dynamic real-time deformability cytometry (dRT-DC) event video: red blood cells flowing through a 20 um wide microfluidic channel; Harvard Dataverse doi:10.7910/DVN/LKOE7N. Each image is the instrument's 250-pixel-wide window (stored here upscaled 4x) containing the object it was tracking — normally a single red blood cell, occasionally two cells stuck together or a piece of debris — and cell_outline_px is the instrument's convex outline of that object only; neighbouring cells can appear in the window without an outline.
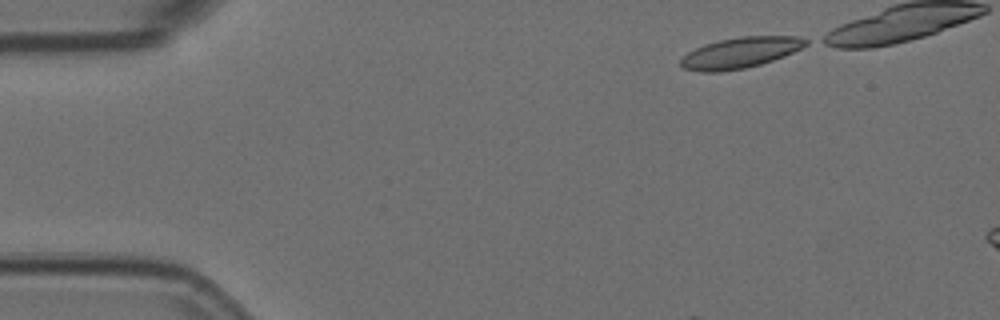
{"species": "Egyptian fruit bat (a non-hibernating species)", "species_latin": "Rousettus aegyptiacus", "temperature_condition": "room temperature", "stored_images_in_passage": 4, "camera_frame_rate_fps": 3000, "um_per_image_px": 0.085, "animal": {"sex": "female"}, "frame": {"image": 1, "passage_image": 1, "time_ms": 0.0, "image_size_px": [1000, 320], "cell_outline_px": [[808, 44], [784, 56], [760, 64], [744, 68], [720, 72], [700, 72], [684, 68], [680, 64], [680, 60], [688, 52], [704, 44], [720, 40], [740, 36], [800, 36], [808, 40]], "centroid_in_image_um": [62.91, 4.47], "position_along_channel_um": 22.1, "area_um2": 22.31}}